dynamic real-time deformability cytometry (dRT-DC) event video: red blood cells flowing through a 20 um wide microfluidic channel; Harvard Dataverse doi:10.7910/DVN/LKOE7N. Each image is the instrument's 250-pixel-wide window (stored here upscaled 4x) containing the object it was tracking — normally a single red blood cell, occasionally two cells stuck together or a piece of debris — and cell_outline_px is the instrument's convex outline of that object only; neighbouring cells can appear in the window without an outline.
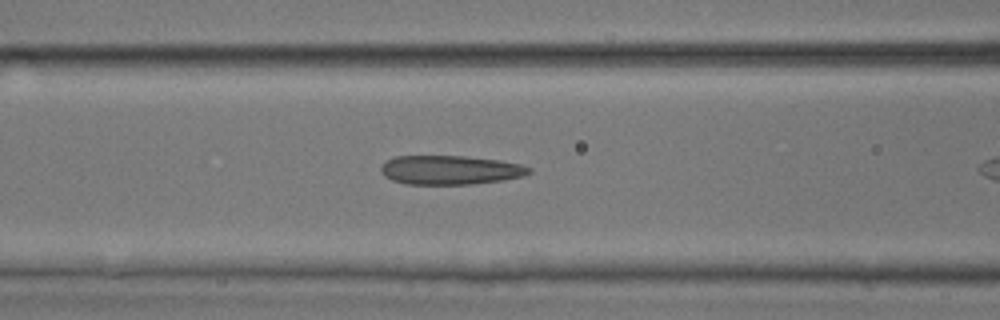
{"species": "common noctule bat (a hibernating species)", "species_latin": "Nyctalus noctula", "temperature_condition": "room temperature", "stored_images_in_passage": 11, "camera_frame_rate_fps": 3000, "um_per_image_px": 0.085, "animal": {"sex": "male", "body_mass_g": 17.9, "forearm_length_mm": 54.2}, "frame": {"image": 1, "passage_image": 10, "time_ms": 3.0, "image_size_px": [1000, 320], "cell_outline_px": [[532, 172], [524, 176], [504, 180], [472, 184], [404, 184], [392, 180], [384, 176], [380, 172], [380, 168], [388, 160], [396, 156], [464, 156], [500, 160], [520, 164], [532, 168]], "centroid_in_image_um": [38.29, 14.45], "position_along_channel_um": 128.3, "area_um2": 25.2}}